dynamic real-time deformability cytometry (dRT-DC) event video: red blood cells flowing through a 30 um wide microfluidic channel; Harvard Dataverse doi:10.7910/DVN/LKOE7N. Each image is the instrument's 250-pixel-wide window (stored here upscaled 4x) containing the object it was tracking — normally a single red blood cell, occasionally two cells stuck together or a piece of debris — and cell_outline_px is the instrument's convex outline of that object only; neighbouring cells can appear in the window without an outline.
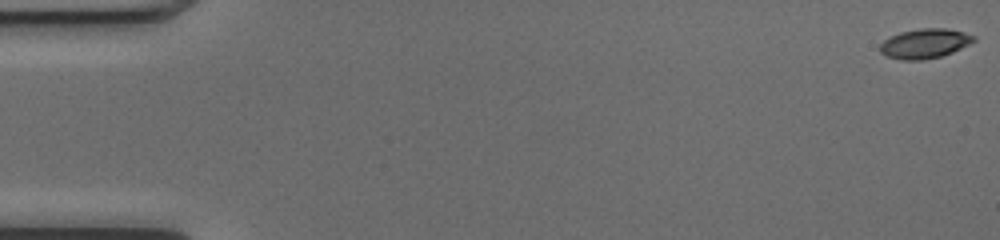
{"species": "common noctule bat (a hibernating species)", "species_latin": "Nyctalus noctula", "temperature_condition": "cold", "stored_images_in_passage": 7, "camera_frame_rate_fps": 3000, "um_per_image_px": 0.085, "animal": {"sex": "female", "body_mass_g": 17.0, "forearm_length_mm": 48.0}, "frame": {"image": 1, "passage_image": 1, "time_ms": 0.0, "image_size_px": [1000, 240], "cell_outline_px": [[976, 40], [952, 52], [940, 56], [924, 60], [900, 60], [888, 56], [880, 52], [880, 44], [884, 40], [900, 32], [920, 28], [944, 28], [964, 32], [976, 36]], "centroid_in_image_um": [78.6, 3.7], "position_along_channel_um": 6.4, "area_um2": 16.07}}